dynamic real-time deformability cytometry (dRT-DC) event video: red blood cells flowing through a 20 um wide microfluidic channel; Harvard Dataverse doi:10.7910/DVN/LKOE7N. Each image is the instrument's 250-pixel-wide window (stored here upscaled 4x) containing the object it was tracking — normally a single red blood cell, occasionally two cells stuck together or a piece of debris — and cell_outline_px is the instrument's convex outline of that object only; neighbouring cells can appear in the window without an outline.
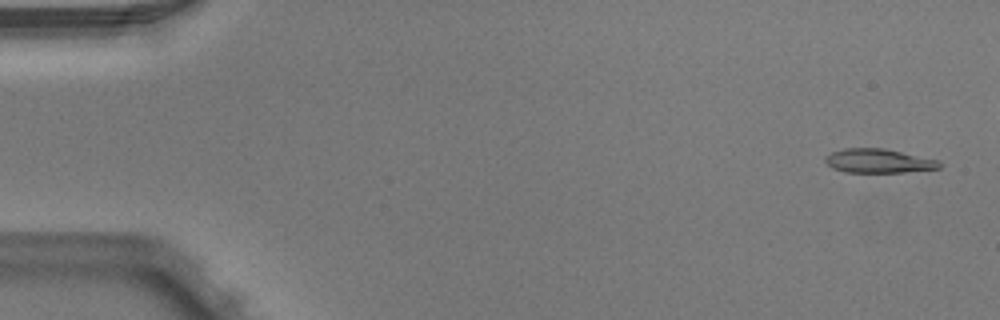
{"species": "Egyptian fruit bat (a non-hibernating species)", "species_latin": "Rousettus aegyptiacus", "temperature_condition": "warm", "stored_images_in_passage": 6, "camera_frame_rate_fps": 3000, "um_per_image_px": 0.085, "animal": {"sex": "male"}, "frame": {"image": 1, "passage_image": 1, "time_ms": 0.0, "image_size_px": [1000, 320], "cell_outline_px": [[940, 168], [904, 172], [844, 172], [832, 168], [824, 160], [824, 156], [832, 152], [844, 148], [884, 148], [940, 160]], "centroid_in_image_um": [74.66, 13.67], "position_along_channel_um": 10.3, "area_um2": 16.01}}
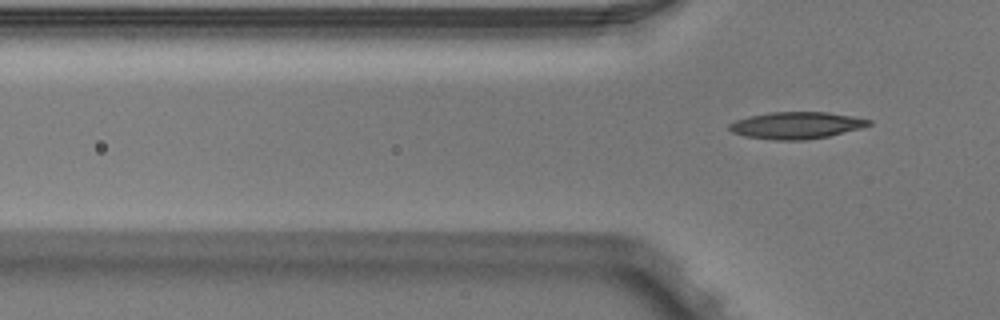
{"frame": {"image": 2, "passage_image": 6, "time_ms": 1.667, "image_size_px": [1000, 320], "cell_outline_px": [[872, 124], [860, 128], [828, 136], [804, 140], [772, 140], [744, 136], [732, 132], [728, 128], [728, 124], [736, 120], [748, 116], [768, 112], [828, 112], [852, 116], [872, 120]], "centroid_in_image_um": [67.66, 10.65], "position_along_channel_um": 58.1, "area_um2": 21.91}}